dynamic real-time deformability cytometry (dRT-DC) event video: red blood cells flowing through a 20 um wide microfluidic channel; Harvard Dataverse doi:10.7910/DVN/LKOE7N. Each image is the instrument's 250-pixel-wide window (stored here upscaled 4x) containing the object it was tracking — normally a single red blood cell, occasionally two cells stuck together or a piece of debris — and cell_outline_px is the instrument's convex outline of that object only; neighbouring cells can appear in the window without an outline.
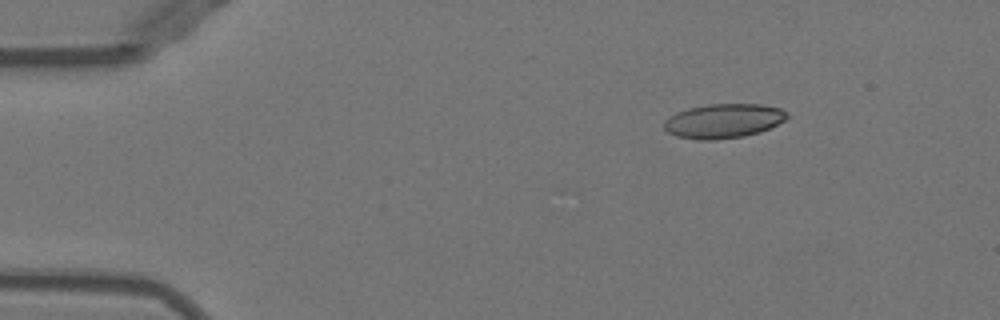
{"species": "Egyptian fruit bat (a non-hibernating species)", "species_latin": "Rousettus aegyptiacus", "temperature_condition": "warm", "stored_images_in_passage": 20, "camera_frame_rate_fps": 3000, "um_per_image_px": 0.085, "animal": {"sex": "female"}, "frame": {"image": 1, "passage_image": 1, "time_ms": 0.0, "image_size_px": [1000, 320], "cell_outline_px": [[788, 116], [784, 120], [760, 132], [744, 136], [716, 140], [700, 140], [676, 136], [668, 132], [664, 128], [664, 120], [676, 112], [688, 108], [708, 104], [760, 104], [780, 108], [788, 112]], "centroid_in_image_um": [61.48, 10.28], "position_along_channel_um": 23.5, "area_um2": 24.62}}
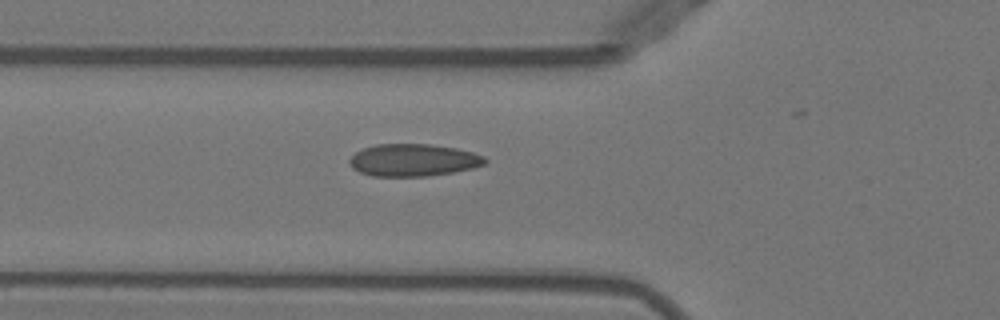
{"frame": {"image": 2, "passage_image": 12, "time_ms": 3.667, "image_size_px": [1000, 320], "cell_outline_px": [[488, 160], [484, 164], [472, 168], [452, 172], [428, 176], [372, 176], [360, 172], [352, 168], [348, 160], [356, 152], [364, 148], [376, 144], [428, 144], [456, 148], [472, 152], [484, 156]], "centroid_in_image_um": [35.12, 13.61], "position_along_channel_um": 90.7, "area_um2": 25.43}}
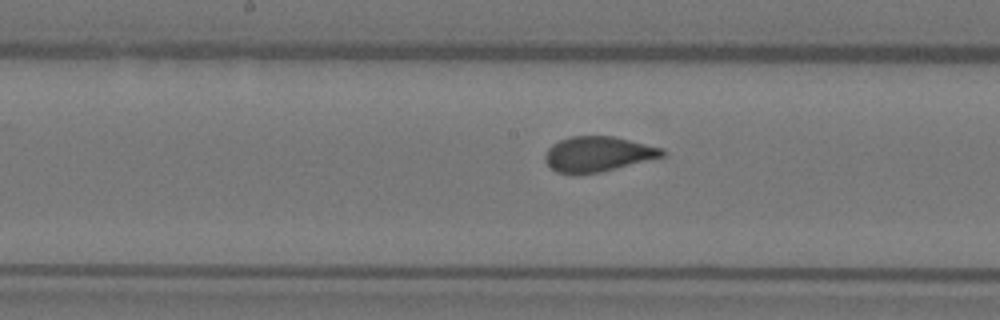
{"frame": {"image": 3, "passage_image": 20, "time_ms": 6.333, "image_size_px": [1000, 320], "cell_outline_px": [[664, 156], [600, 172], [576, 176], [556, 172], [544, 160], [544, 156], [548, 148], [552, 144], [560, 140], [572, 136], [612, 136], [664, 148]], "centroid_in_image_um": [50.77, 13.11], "position_along_channel_um": 197.4, "area_um2": 24.1}}